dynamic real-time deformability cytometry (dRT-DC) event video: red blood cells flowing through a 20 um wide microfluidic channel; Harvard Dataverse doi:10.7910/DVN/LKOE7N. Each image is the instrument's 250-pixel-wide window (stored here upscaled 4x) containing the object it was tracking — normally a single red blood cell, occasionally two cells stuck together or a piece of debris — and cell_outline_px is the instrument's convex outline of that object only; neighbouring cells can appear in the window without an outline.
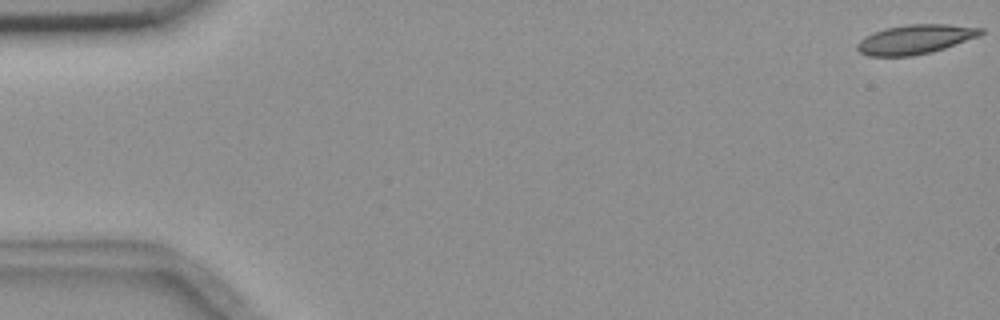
{"species": "common noctule bat (a hibernating species)", "species_latin": "Nyctalus noctula", "temperature_condition": "room temperature", "stored_images_in_passage": 6, "camera_frame_rate_fps": 3000, "um_per_image_px": 0.085, "animal": {"sex": "female", "body_mass_g": 18.4}, "frame": {"image": 1, "passage_image": 1, "time_ms": 0.0, "image_size_px": [1000, 320], "cell_outline_px": [[984, 32], [980, 36], [932, 52], [912, 56], [868, 56], [860, 52], [856, 48], [856, 44], [864, 36], [872, 32], [884, 28], [908, 24], [948, 24], [984, 28]], "centroid_in_image_um": [77.78, 3.34], "position_along_channel_um": 7.2, "area_um2": 21.33}}
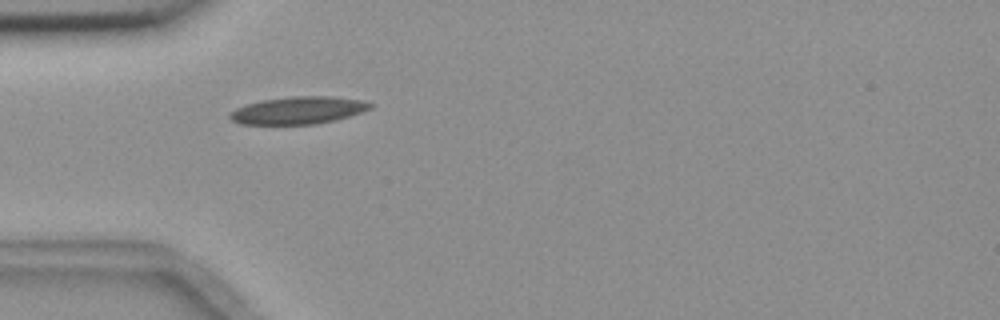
{"frame": {"image": 2, "passage_image": 5, "time_ms": 5.333, "image_size_px": [1000, 320], "cell_outline_px": [[372, 108], [336, 120], [316, 124], [240, 124], [232, 120], [228, 116], [228, 112], [236, 108], [248, 104], [264, 100], [292, 96], [332, 96], [364, 100], [372, 104]], "centroid_in_image_um": [25.35, 9.38], "position_along_channel_um": 59.6, "area_um2": 22.37}}